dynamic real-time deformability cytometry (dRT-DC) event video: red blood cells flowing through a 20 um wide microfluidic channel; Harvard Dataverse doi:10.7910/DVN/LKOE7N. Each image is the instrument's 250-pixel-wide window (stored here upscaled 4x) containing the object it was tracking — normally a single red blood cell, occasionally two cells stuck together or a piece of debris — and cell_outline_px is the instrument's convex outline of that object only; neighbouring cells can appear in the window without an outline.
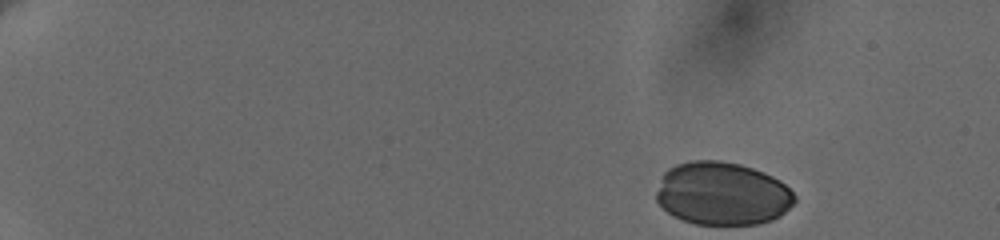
{"species": "human", "species_latin": "Homo sapiens", "temperature_condition": "cold", "stored_images_in_passage": 54, "camera_frame_rate_fps": 3000, "um_per_image_px": 0.085, "donor": {"sex": "female"}, "frame": {"image": 1, "passage_image": 1, "time_ms": 0.0, "image_size_px": [1000, 240], "cell_outline_px": [[796, 200], [780, 216], [772, 220], [760, 224], [696, 224], [684, 220], [668, 212], [656, 200], [656, 192], [664, 172], [668, 168], [676, 164], [688, 160], [720, 160], [740, 164], [764, 172], [780, 180], [796, 196]], "centroid_in_image_um": [61.4, 16.44], "position_along_channel_um": 23.6, "area_um2": 50.86}}
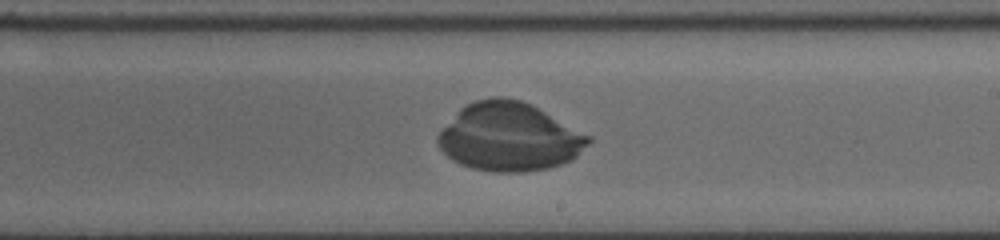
{"frame": {"image": 2, "passage_image": 39, "time_ms": 10.0, "image_size_px": [1000, 240], "cell_outline_px": [[592, 140], [572, 160], [548, 168], [524, 172], [492, 172], [472, 168], [460, 164], [452, 160], [440, 148], [436, 140], [436, 136], [460, 108], [476, 100], [492, 96], [504, 96], [520, 100], [532, 104], [592, 136]], "centroid_in_image_um": [43.3, 11.63], "position_along_channel_um": 245.7, "area_um2": 60.17}}
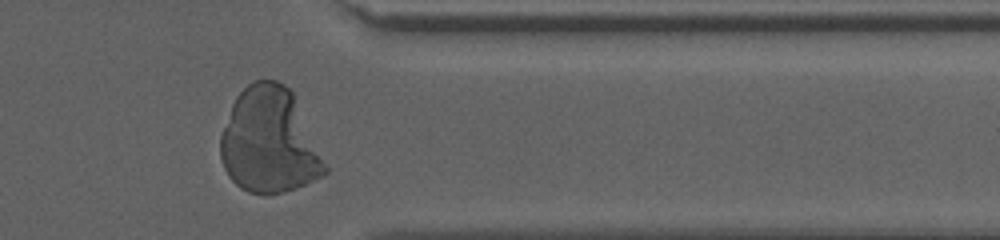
{"frame": {"image": 3, "passage_image": 53, "time_ms": 14.0, "image_size_px": [1000, 240], "cell_outline_px": [[328, 172], [296, 188], [284, 192], [248, 192], [240, 188], [228, 176], [224, 168], [220, 156], [220, 136], [232, 104], [236, 96], [252, 80], [276, 80], [284, 84], [292, 92], [328, 168]], "centroid_in_image_um": [22.86, 11.97], "position_along_channel_um": 388.5, "area_um2": 63.46}}